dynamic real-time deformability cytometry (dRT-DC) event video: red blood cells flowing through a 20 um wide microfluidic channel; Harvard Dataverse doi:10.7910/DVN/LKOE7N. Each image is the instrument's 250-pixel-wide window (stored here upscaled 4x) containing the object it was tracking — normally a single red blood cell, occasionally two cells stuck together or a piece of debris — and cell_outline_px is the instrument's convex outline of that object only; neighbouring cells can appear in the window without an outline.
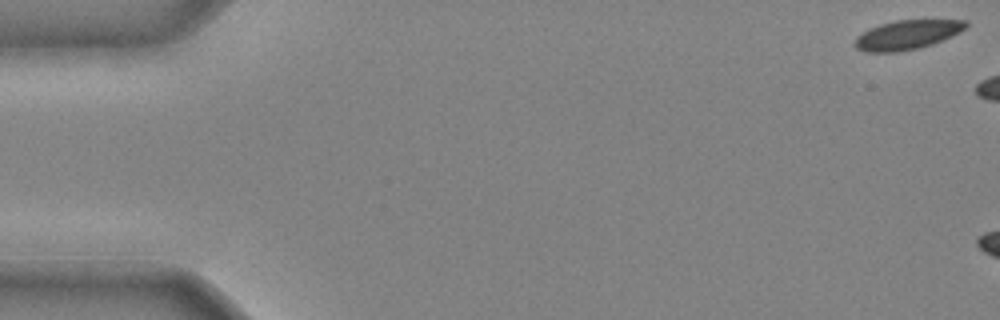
{"species": "common noctule bat (a hibernating species)", "species_latin": "Nyctalus noctula", "temperature_condition": "cold", "stored_images_in_passage": 5, "camera_frame_rate_fps": 3000, "um_per_image_px": 0.085, "animal": {"sex": "male", "body_mass_g": 20.4}, "frame": {"image": 1, "passage_image": 1, "time_ms": 0.0, "image_size_px": [1000, 320], "cell_outline_px": [[968, 24], [960, 32], [932, 44], [900, 52], [864, 52], [856, 48], [856, 36], [880, 24], [896, 20], [968, 20]], "centroid_in_image_um": [77.11, 2.96], "position_along_channel_um": 7.9, "area_um2": 18.67}}